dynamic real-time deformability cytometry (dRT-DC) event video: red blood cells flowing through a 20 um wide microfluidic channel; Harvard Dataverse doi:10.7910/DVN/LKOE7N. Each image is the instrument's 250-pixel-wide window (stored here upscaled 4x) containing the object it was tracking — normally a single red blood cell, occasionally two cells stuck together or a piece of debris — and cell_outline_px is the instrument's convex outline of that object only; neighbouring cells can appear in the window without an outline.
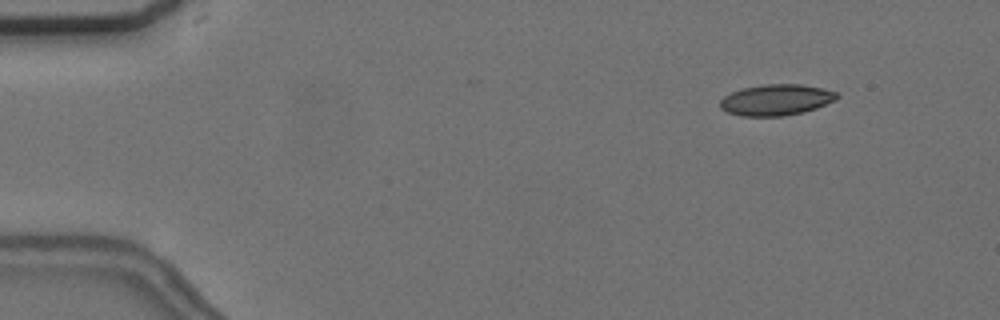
{"species": "common noctule bat (a hibernating species)", "species_latin": "Nyctalus noctula", "temperature_condition": "cold", "stored_images_in_passage": 5, "camera_frame_rate_fps": 3000, "um_per_image_px": 0.085, "animal": {"sex": "female", "body_mass_g": 24.6, "forearm_length_mm": 56.2}, "frame": {"image": 1, "passage_image": 2, "time_ms": 1.333, "image_size_px": [1000, 320], "cell_outline_px": [[840, 96], [836, 100], [816, 108], [804, 112], [784, 116], [740, 116], [728, 112], [720, 108], [720, 100], [724, 96], [732, 92], [744, 88], [764, 84], [800, 84], [820, 88], [836, 92]], "centroid_in_image_um": [65.97, 8.49], "position_along_channel_um": 19.0, "area_um2": 21.1}}
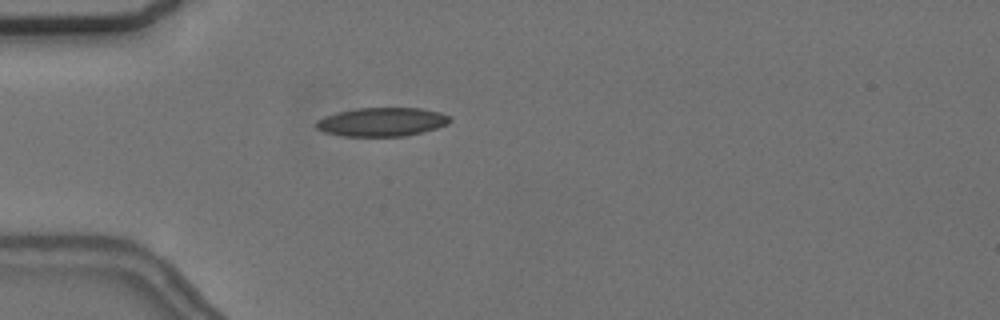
{"frame": {"image": 2, "passage_image": 5, "time_ms": 4.667, "image_size_px": [1000, 320], "cell_outline_px": [[452, 120], [448, 124], [424, 132], [404, 136], [344, 136], [324, 132], [316, 128], [316, 120], [324, 116], [336, 112], [356, 108], [420, 108], [440, 112], [452, 116]], "centroid_in_image_um": [32.48, 10.36], "position_along_channel_um": 52.5, "area_um2": 22.6}}